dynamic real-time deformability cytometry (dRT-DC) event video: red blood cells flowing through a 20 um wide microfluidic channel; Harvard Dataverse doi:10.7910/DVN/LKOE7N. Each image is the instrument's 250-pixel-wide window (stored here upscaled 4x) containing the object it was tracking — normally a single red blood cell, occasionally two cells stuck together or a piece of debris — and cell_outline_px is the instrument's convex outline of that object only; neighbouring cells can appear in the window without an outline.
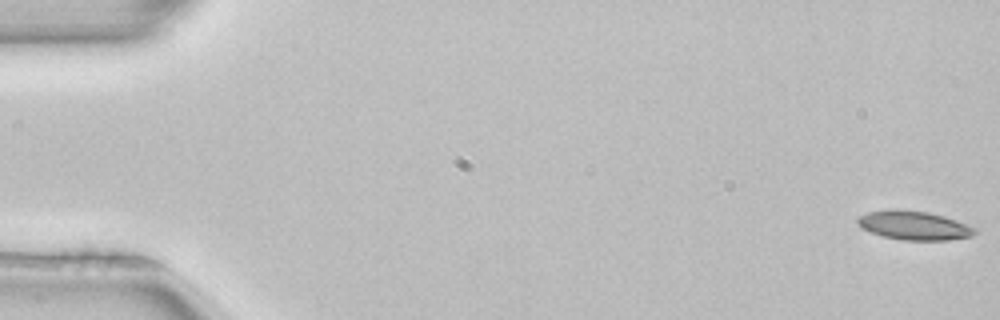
{"species": "common noctule bat (a hibernating species)", "species_latin": "Nyctalus noctula", "temperature_condition": "room temperature", "stored_images_in_passage": 53, "segment_of_instrument_passage": [1, 2], "camera_frame_rate_fps": 3000, "um_per_image_px": 0.085, "animal": {"sex": "female", "body_mass_g": 22.7, "forearm_length_mm": 54.2}, "frame": {"image": 1, "passage_image": 1, "time_ms": 0.0, "image_size_px": [1000, 320], "cell_outline_px": [[976, 232], [972, 236], [948, 240], [904, 240], [884, 236], [860, 228], [856, 224], [856, 220], [860, 216], [868, 212], [892, 208], [928, 212], [944, 216], [976, 228]], "centroid_in_image_um": [77.65, 19.15], "position_along_channel_um": 7.3, "area_um2": 19.71}}
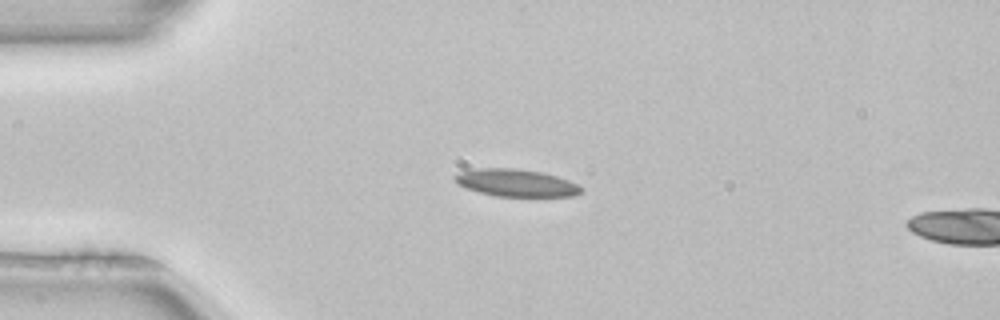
{"frame": {"image": 2, "passage_image": 13, "time_ms": 4.0, "image_size_px": [1000, 320], "cell_outline_px": [[584, 192], [576, 196], [496, 196], [464, 188], [456, 184], [452, 180], [452, 176], [460, 172], [480, 168], [516, 168], [540, 172], [556, 176], [580, 184], [584, 188]], "centroid_in_image_um": [43.87, 15.55], "position_along_channel_um": 41.1, "area_um2": 20.4}}
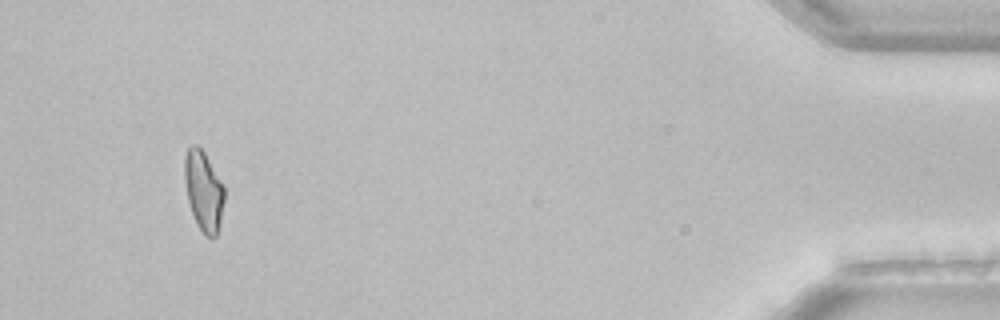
{"frame": {"image": 3, "passage_image": 49, "time_ms": 16.0, "image_size_px": [1000, 320], "cell_outline_px": [[224, 200], [220, 220], [216, 236], [212, 240], [204, 236], [196, 224], [188, 200], [184, 180], [184, 156], [188, 148], [192, 144], [196, 144], [204, 152], [224, 184]], "centroid_in_image_um": [17.3, 16.23], "position_along_channel_um": 417.9, "area_um2": 18.73}}